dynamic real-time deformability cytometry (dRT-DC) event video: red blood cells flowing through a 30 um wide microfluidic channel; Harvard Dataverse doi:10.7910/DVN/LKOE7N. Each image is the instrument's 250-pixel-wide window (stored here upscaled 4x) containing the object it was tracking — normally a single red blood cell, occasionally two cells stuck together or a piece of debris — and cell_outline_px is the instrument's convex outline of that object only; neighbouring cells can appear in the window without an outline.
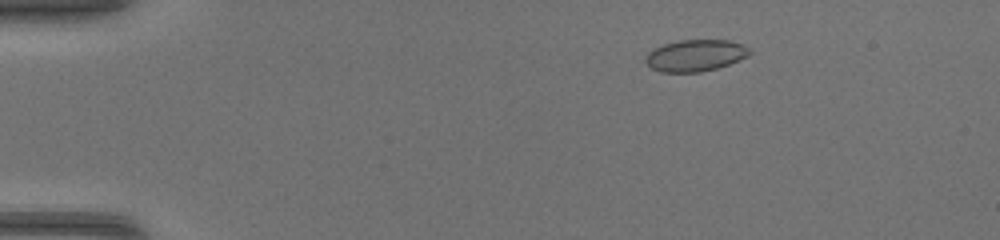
{"species": "common noctule bat (a hibernating species)", "species_latin": "Nyctalus noctula", "temperature_condition": "warm", "stored_images_in_passage": 46, "camera_frame_rate_fps": 3000, "um_per_image_px": 0.085, "animal": {"sex": "female", "body_mass_g": 17.0, "forearm_length_mm": 48.0}, "frame": {"image": 1, "passage_image": 8, "time_ms": 2.333, "image_size_px": [1000, 240], "cell_outline_px": [[752, 52], [748, 56], [728, 64], [716, 68], [700, 72], [660, 72], [652, 68], [644, 60], [648, 52], [652, 48], [660, 44], [680, 40], [728, 40], [744, 44], [752, 48]], "centroid_in_image_um": [59.11, 4.7], "position_along_channel_um": 25.9, "area_um2": 19.42}}
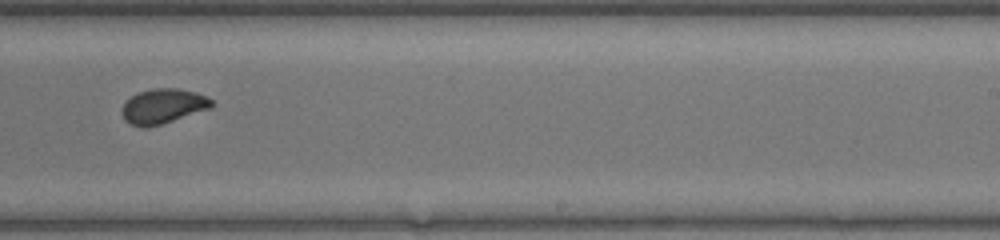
{"frame": {"image": 2, "passage_image": 30, "time_ms": 9.667, "image_size_px": [1000, 240], "cell_outline_px": [[212, 108], [160, 124], [144, 128], [132, 124], [124, 120], [120, 112], [124, 100], [136, 92], [152, 88], [180, 88], [196, 92], [212, 100]], "centroid_in_image_um": [13.8, 9.01], "position_along_channel_um": 275.2, "area_um2": 18.38}}
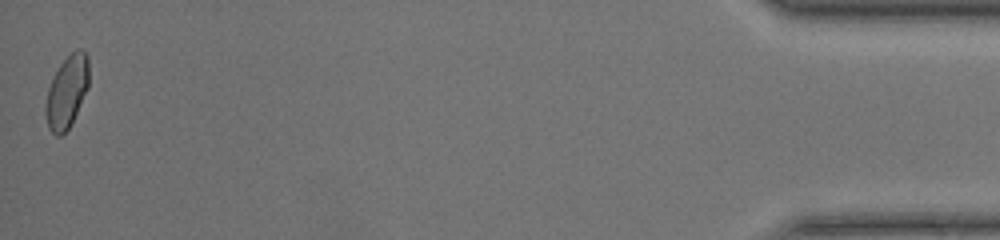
{"frame": {"image": 3, "passage_image": 46, "time_ms": 15.0, "image_size_px": [1000, 240], "cell_outline_px": [[88, 88], [68, 128], [60, 136], [56, 136], [48, 128], [44, 112], [44, 104], [48, 88], [60, 64], [76, 48], [80, 48], [88, 56]], "centroid_in_image_um": [5.66, 7.8], "position_along_channel_um": 429.5, "area_um2": 18.03}}